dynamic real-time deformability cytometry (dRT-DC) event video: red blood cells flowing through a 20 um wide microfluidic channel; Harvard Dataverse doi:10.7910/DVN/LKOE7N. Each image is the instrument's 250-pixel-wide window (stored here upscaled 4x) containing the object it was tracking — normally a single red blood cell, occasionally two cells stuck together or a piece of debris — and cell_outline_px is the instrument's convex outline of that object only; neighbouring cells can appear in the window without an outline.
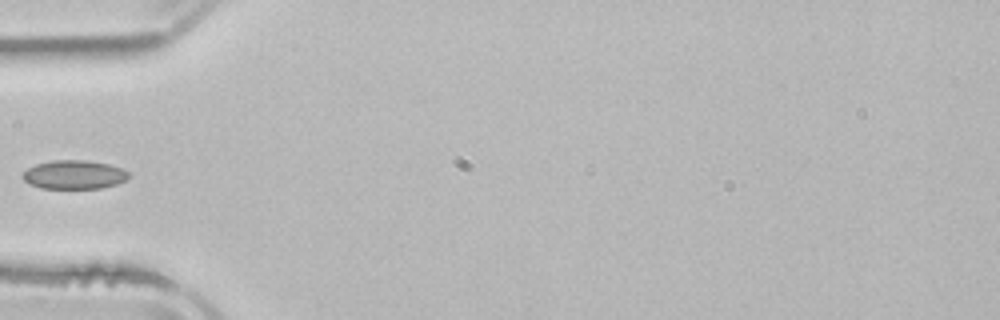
{"species": "common noctule bat (a hibernating species)", "species_latin": "Nyctalus noctula", "temperature_condition": "room temperature", "stored_images_in_passage": 4, "segment_of_instrument_passage": [2, 2], "camera_frame_rate_fps": 3000, "um_per_image_px": 0.085, "animal": {"sex": "male", "body_mass_g": 21.5, "forearm_length_mm": 52.0}, "frame": {"image": 1, "passage_image": 4, "time_ms": 5.0, "image_size_px": [1000, 320], "cell_outline_px": [[128, 176], [124, 180], [116, 184], [100, 188], [40, 188], [28, 184], [20, 176], [28, 168], [36, 164], [52, 160], [84, 160], [108, 164], [124, 168], [128, 172]], "centroid_in_image_um": [6.26, 14.84], "position_along_channel_um": 78.7, "area_um2": 17.74}}